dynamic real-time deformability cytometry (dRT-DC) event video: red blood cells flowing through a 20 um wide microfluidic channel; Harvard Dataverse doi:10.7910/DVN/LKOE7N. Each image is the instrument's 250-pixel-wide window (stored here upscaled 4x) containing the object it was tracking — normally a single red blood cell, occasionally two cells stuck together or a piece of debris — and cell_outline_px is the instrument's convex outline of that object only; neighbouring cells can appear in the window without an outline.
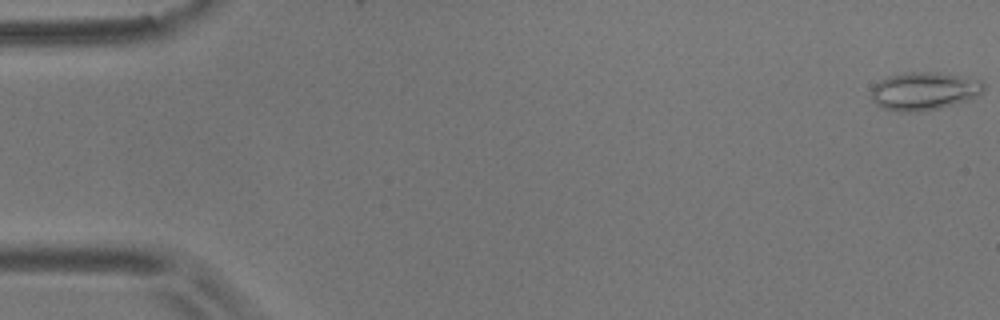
{"species": "common noctule bat (a hibernating species)", "species_latin": "Nyctalus noctula", "temperature_condition": "room temperature", "stored_images_in_passage": 15, "camera_frame_rate_fps": 3000, "um_per_image_px": 0.085, "animal": {"sex": "male", "body_mass_g": 17.9}, "frame": {"image": 1, "passage_image": 1, "time_ms": 0.0, "image_size_px": [1000, 320], "cell_outline_px": [[984, 88], [980, 96], [968, 100], [936, 108], [916, 112], [900, 112], [884, 108], [876, 104], [872, 100], [872, 88], [880, 80], [888, 76], [904, 72], [936, 72], [980, 80], [984, 84]], "centroid_in_image_um": [78.54, 7.74], "position_along_channel_um": 6.5, "area_um2": 24.74}}
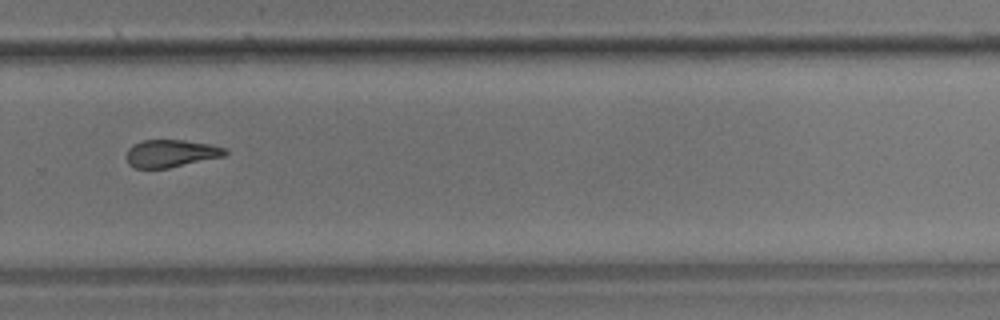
{"frame": {"image": 2, "passage_image": 11, "time_ms": 12.667, "image_size_px": [1000, 320], "cell_outline_px": [[228, 152], [224, 156], [168, 168], [136, 168], [128, 164], [128, 148], [132, 144], [144, 140], [184, 140], [212, 144], [228, 148]], "centroid_in_image_um": [14.57, 13.03], "position_along_channel_um": 315.2, "area_um2": 15.84}}
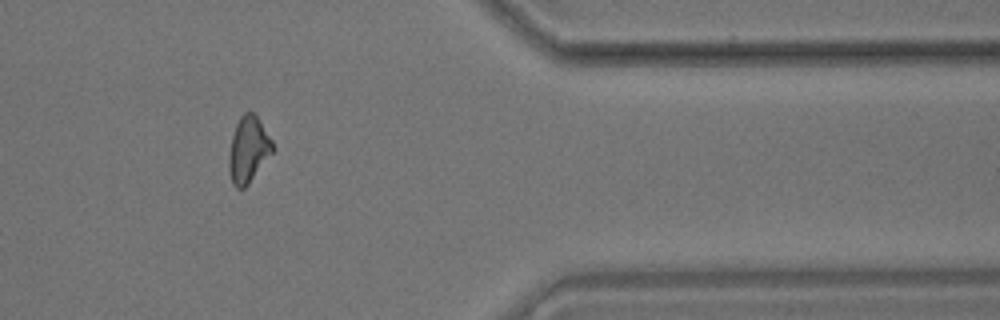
{"frame": {"image": 3, "passage_image": 13, "time_ms": 15.333, "image_size_px": [1000, 320], "cell_outline_px": [[272, 152], [248, 184], [244, 188], [236, 188], [232, 184], [228, 168], [228, 156], [232, 136], [236, 124], [240, 116], [244, 112], [252, 112], [256, 116], [272, 140]], "centroid_in_image_um": [21.07, 12.72], "position_along_channel_um": 390.3, "area_um2": 16.53}, "authors_computed_cell_mechanics": {"area_um2": 17.5134, "velocity_mm_per_s": 3.5729, "shape_relaxation_time_tau1_ms": 2.5062, "shape_relaxation_time_tau2_ms": null, "deformation_change_tau1": 0.0881, "deformation_change_tau2": null}}